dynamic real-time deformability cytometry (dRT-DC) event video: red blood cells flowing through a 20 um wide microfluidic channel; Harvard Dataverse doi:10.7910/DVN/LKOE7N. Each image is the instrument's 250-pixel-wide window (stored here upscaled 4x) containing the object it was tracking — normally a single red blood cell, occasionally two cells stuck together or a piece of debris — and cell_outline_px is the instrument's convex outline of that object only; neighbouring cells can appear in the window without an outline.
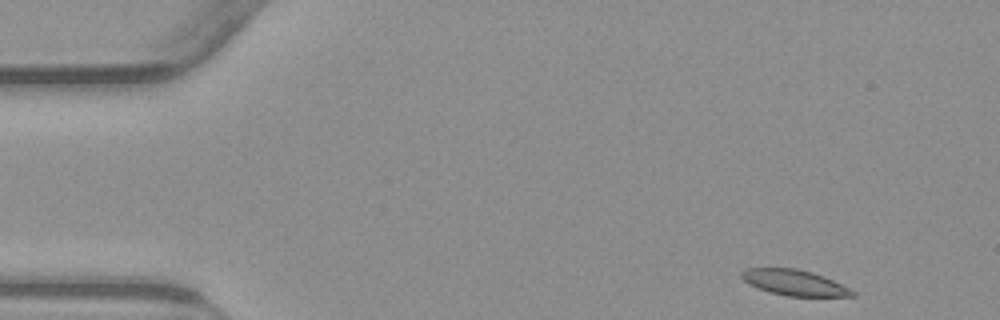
{"species": "common noctule bat (a hibernating species)", "species_latin": "Nyctalus noctula", "temperature_condition": "warm", "stored_images_in_passage": 50, "camera_frame_rate_fps": 3000, "um_per_image_px": 0.085, "animal": {"sex": "male", "body_mass_g": 23.1, "forearm_length_mm": 52.7}, "frame": {"image": 1, "passage_image": 1, "time_ms": 0.0, "image_size_px": [1000, 320], "cell_outline_px": [[856, 296], [784, 296], [768, 292], [756, 288], [748, 284], [740, 276], [740, 272], [744, 268], [796, 268], [812, 272], [824, 276], [856, 292]], "centroid_in_image_um": [67.46, 24.02], "position_along_channel_um": 17.5, "area_um2": 16.7}}
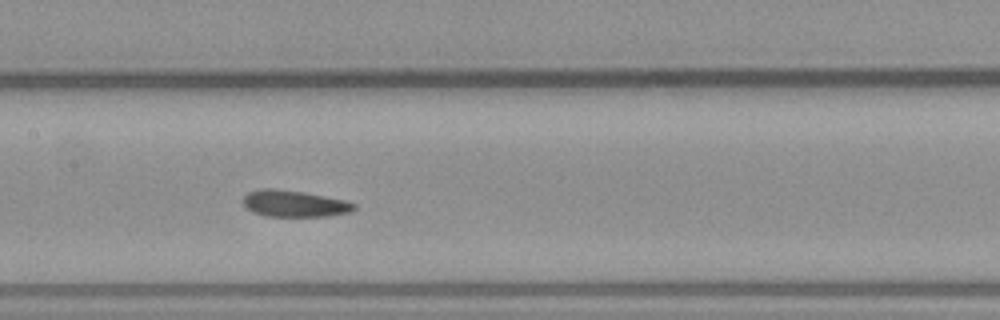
{"frame": {"image": 2, "passage_image": 22, "time_ms": 7.0, "image_size_px": [1000, 320], "cell_outline_px": [[356, 208], [348, 212], [328, 216], [268, 216], [252, 212], [244, 204], [244, 196], [248, 192], [256, 188], [276, 188], [304, 192], [348, 200], [356, 204]], "centroid_in_image_um": [25.03, 17.29], "position_along_channel_um": 182.4, "area_um2": 17.28}}
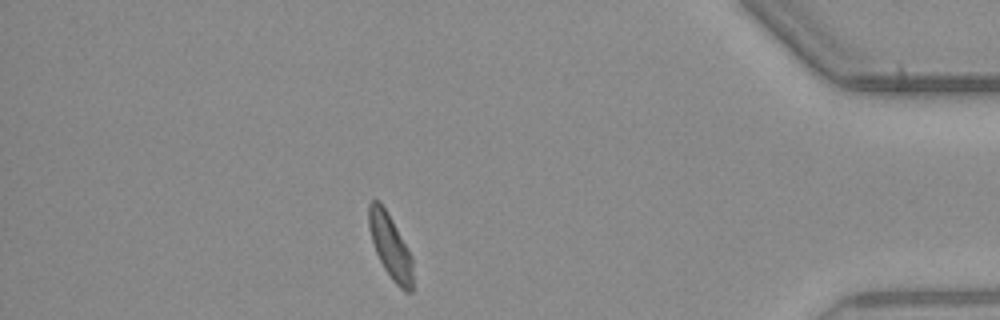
{"frame": {"image": 3, "passage_image": 43, "time_ms": 14.0, "image_size_px": [1000, 320], "cell_outline_px": [[412, 292], [404, 292], [392, 280], [384, 268], [376, 252], [368, 228], [368, 204], [372, 200], [380, 200], [412, 256]], "centroid_in_image_um": [33.16, 20.94], "position_along_channel_um": 402.0, "area_um2": 16.3}, "authors_computed_cell_mechanics": {"area_um2": 17.2822, "velocity_mm_per_s": 3.8078, "shape_relaxation_time_tau1_ms": 3.0125, "shape_relaxation_time_tau2_ms": 3.4674, "deformation_change_tau1": 0.0903, "deformation_change_tau2": 0.0662}}